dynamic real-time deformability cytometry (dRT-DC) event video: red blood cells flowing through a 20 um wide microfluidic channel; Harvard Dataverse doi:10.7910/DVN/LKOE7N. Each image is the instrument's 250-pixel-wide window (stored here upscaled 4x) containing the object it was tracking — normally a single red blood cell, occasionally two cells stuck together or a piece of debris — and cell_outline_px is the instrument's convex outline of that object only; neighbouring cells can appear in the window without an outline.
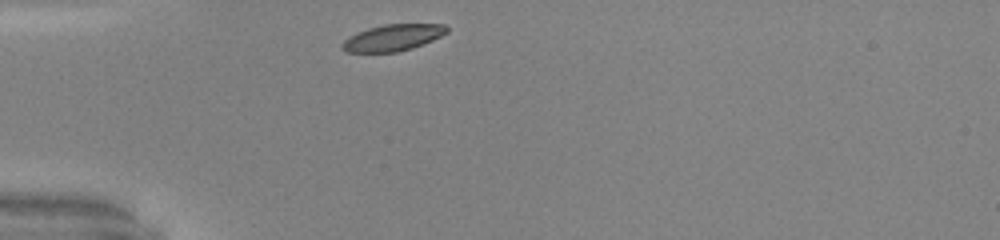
{"species": "common noctule bat (a hibernating species)", "species_latin": "Nyctalus noctula", "temperature_condition": "warm", "stored_images_in_passage": 27, "camera_frame_rate_fps": 3000, "um_per_image_px": 0.085, "animal": {"sex": "male", "body_mass_g": 20.0, "forearm_length_mm": 53.3}, "frame": {"image": 1, "passage_image": 1, "time_ms": 0.0, "image_size_px": [1000, 240], "cell_outline_px": [[448, 32], [432, 40], [412, 48], [396, 52], [344, 52], [340, 48], [340, 44], [348, 36], [356, 32], [368, 28], [384, 24], [444, 24], [448, 28]], "centroid_in_image_um": [33.33, 3.2], "position_along_channel_um": 51.7, "area_um2": 16.24}}
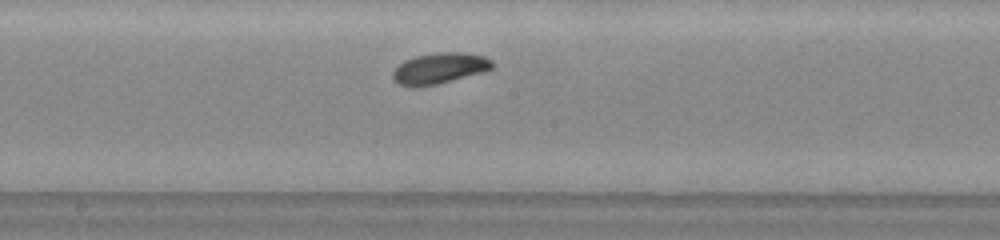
{"frame": {"image": 2, "passage_image": 14, "time_ms": 4.333, "image_size_px": [1000, 240], "cell_outline_px": [[496, 64], [492, 68], [484, 72], [436, 84], [400, 84], [392, 80], [392, 72], [404, 60], [416, 56], [436, 52], [464, 52], [484, 56], [492, 60]], "centroid_in_image_um": [37.43, 5.76], "position_along_channel_um": 210.8, "area_um2": 17.57}}
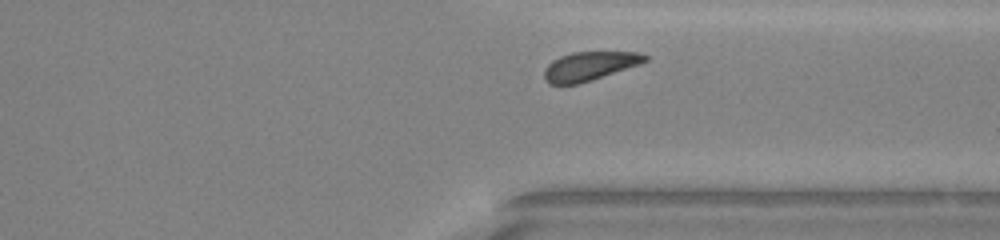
{"frame": {"image": 3, "passage_image": 25, "time_ms": 8.0, "image_size_px": [1000, 240], "cell_outline_px": [[648, 60], [640, 64], [592, 80], [576, 84], [548, 84], [544, 80], [544, 68], [552, 60], [560, 56], [572, 52], [640, 52], [648, 56]], "centroid_in_image_um": [50.09, 5.62], "position_along_channel_um": 361.3, "area_um2": 16.99}, "authors_computed_cell_mechanics": {"area_um2": 17.2244, "velocity_mm_per_s": 4.0828, "shape_relaxation_time_tau1_ms": 2.1065, "shape_relaxation_time_tau2_ms": null, "deformation_change_tau1": 0.1031, "deformation_change_tau2": null}}